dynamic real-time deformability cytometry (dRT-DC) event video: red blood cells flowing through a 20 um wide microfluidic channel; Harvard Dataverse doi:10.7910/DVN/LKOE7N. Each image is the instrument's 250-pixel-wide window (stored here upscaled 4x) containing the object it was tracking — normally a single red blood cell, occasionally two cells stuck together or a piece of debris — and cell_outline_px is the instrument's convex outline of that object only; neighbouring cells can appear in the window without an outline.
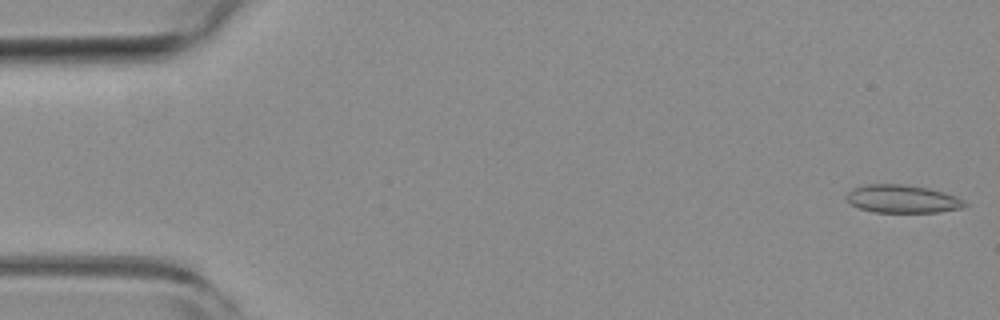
{"species": "common noctule bat (a hibernating species)", "species_latin": "Nyctalus noctula", "temperature_condition": "room temperature", "stored_images_in_passage": 51, "camera_frame_rate_fps": 3000, "um_per_image_px": 0.085, "animal": {"sex": "female", "body_mass_g": 19.3, "forearm_length_mm": 54.1}, "frame": {"image": 1, "passage_image": 1, "time_ms": 0.0, "image_size_px": [1000, 320], "cell_outline_px": [[968, 204], [960, 208], [940, 212], [872, 212], [860, 208], [852, 204], [844, 196], [852, 188], [864, 184], [904, 184], [928, 188], [944, 192], [956, 196], [964, 200]], "centroid_in_image_um": [76.69, 16.9], "position_along_channel_um": 8.3, "area_um2": 19.36}}
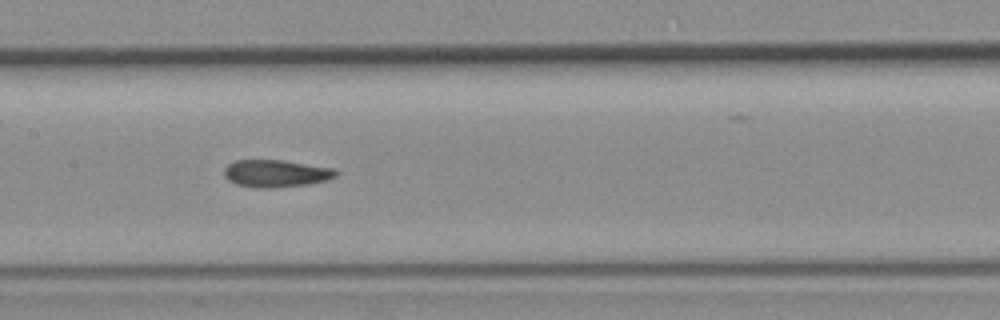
{"frame": {"image": 2, "passage_image": 25, "time_ms": 8.0, "image_size_px": [1000, 320], "cell_outline_px": [[340, 172], [336, 176], [328, 180], [308, 184], [272, 188], [252, 188], [236, 184], [228, 180], [224, 176], [224, 168], [228, 164], [236, 160], [280, 160], [336, 168]], "centroid_in_image_um": [23.47, 14.75], "position_along_channel_um": 183.9, "area_um2": 18.03}}
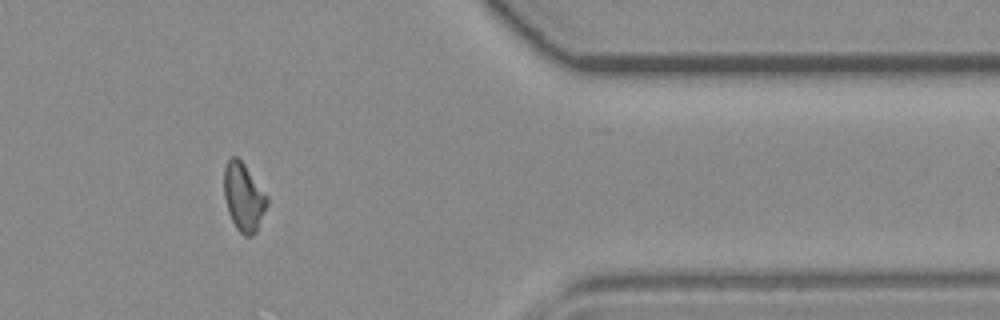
{"frame": {"image": 3, "passage_image": 43, "time_ms": 14.0, "image_size_px": [1000, 320], "cell_outline_px": [[268, 204], [256, 232], [252, 236], [244, 236], [236, 228], [228, 212], [224, 196], [224, 168], [228, 160], [232, 156], [236, 156], [244, 164], [268, 196]], "centroid_in_image_um": [20.71, 16.76], "position_along_channel_um": 390.7, "area_um2": 17.05}, "authors_computed_cell_mechanics": {"area_um2": 17.9758, "velocity_mm_per_s": 3.8749, "shape_relaxation_time_tau1_ms": null, "shape_relaxation_time_tau2_ms": 3.7988, "deformation_change_tau1": null, "deformation_change_tau2": 0.0874}}